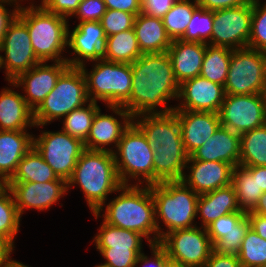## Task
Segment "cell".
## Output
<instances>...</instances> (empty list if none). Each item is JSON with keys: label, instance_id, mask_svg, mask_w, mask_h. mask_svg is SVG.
Returning <instances> with one entry per match:
<instances>
[{"label": "cell", "instance_id": "cell-47", "mask_svg": "<svg viewBox=\"0 0 266 267\" xmlns=\"http://www.w3.org/2000/svg\"><path fill=\"white\" fill-rule=\"evenodd\" d=\"M151 257L147 256L145 252L141 253L135 263V267H165L169 260L166 251L159 244L149 245Z\"/></svg>", "mask_w": 266, "mask_h": 267}, {"label": "cell", "instance_id": "cell-6", "mask_svg": "<svg viewBox=\"0 0 266 267\" xmlns=\"http://www.w3.org/2000/svg\"><path fill=\"white\" fill-rule=\"evenodd\" d=\"M155 203L159 241L168 233L197 226L199 195L181 181L149 185ZM165 227L161 228L162 223Z\"/></svg>", "mask_w": 266, "mask_h": 267}, {"label": "cell", "instance_id": "cell-59", "mask_svg": "<svg viewBox=\"0 0 266 267\" xmlns=\"http://www.w3.org/2000/svg\"><path fill=\"white\" fill-rule=\"evenodd\" d=\"M262 96L264 99V105H265V111H266V84L264 86L263 92H262Z\"/></svg>", "mask_w": 266, "mask_h": 267}, {"label": "cell", "instance_id": "cell-7", "mask_svg": "<svg viewBox=\"0 0 266 267\" xmlns=\"http://www.w3.org/2000/svg\"><path fill=\"white\" fill-rule=\"evenodd\" d=\"M113 155L122 185L154 184V151L133 122L123 132Z\"/></svg>", "mask_w": 266, "mask_h": 267}, {"label": "cell", "instance_id": "cell-26", "mask_svg": "<svg viewBox=\"0 0 266 267\" xmlns=\"http://www.w3.org/2000/svg\"><path fill=\"white\" fill-rule=\"evenodd\" d=\"M34 134L29 131L0 130V180L4 184L15 173L18 163L33 147Z\"/></svg>", "mask_w": 266, "mask_h": 267}, {"label": "cell", "instance_id": "cell-15", "mask_svg": "<svg viewBox=\"0 0 266 267\" xmlns=\"http://www.w3.org/2000/svg\"><path fill=\"white\" fill-rule=\"evenodd\" d=\"M221 126L243 134L266 124L262 94H226L219 111Z\"/></svg>", "mask_w": 266, "mask_h": 267}, {"label": "cell", "instance_id": "cell-10", "mask_svg": "<svg viewBox=\"0 0 266 267\" xmlns=\"http://www.w3.org/2000/svg\"><path fill=\"white\" fill-rule=\"evenodd\" d=\"M266 84V52L251 48L232 51L225 93L262 94Z\"/></svg>", "mask_w": 266, "mask_h": 267}, {"label": "cell", "instance_id": "cell-9", "mask_svg": "<svg viewBox=\"0 0 266 267\" xmlns=\"http://www.w3.org/2000/svg\"><path fill=\"white\" fill-rule=\"evenodd\" d=\"M88 102L82 70L80 67L69 66L58 78L54 89L33 111L35 127L42 129L51 122L59 121Z\"/></svg>", "mask_w": 266, "mask_h": 267}, {"label": "cell", "instance_id": "cell-36", "mask_svg": "<svg viewBox=\"0 0 266 267\" xmlns=\"http://www.w3.org/2000/svg\"><path fill=\"white\" fill-rule=\"evenodd\" d=\"M198 7L196 0H178L162 17L163 25L171 41L182 38L193 12Z\"/></svg>", "mask_w": 266, "mask_h": 267}, {"label": "cell", "instance_id": "cell-39", "mask_svg": "<svg viewBox=\"0 0 266 267\" xmlns=\"http://www.w3.org/2000/svg\"><path fill=\"white\" fill-rule=\"evenodd\" d=\"M213 33V11L198 7L192 15L187 29L180 40L210 45Z\"/></svg>", "mask_w": 266, "mask_h": 267}, {"label": "cell", "instance_id": "cell-45", "mask_svg": "<svg viewBox=\"0 0 266 267\" xmlns=\"http://www.w3.org/2000/svg\"><path fill=\"white\" fill-rule=\"evenodd\" d=\"M106 10L107 8L104 0H82L73 16L76 17L79 22H100Z\"/></svg>", "mask_w": 266, "mask_h": 267}, {"label": "cell", "instance_id": "cell-3", "mask_svg": "<svg viewBox=\"0 0 266 267\" xmlns=\"http://www.w3.org/2000/svg\"><path fill=\"white\" fill-rule=\"evenodd\" d=\"M117 193L115 198L92 213L95 219L102 217L109 225L136 231L146 238L148 245L159 244L155 203L150 186L122 185Z\"/></svg>", "mask_w": 266, "mask_h": 267}, {"label": "cell", "instance_id": "cell-57", "mask_svg": "<svg viewBox=\"0 0 266 267\" xmlns=\"http://www.w3.org/2000/svg\"><path fill=\"white\" fill-rule=\"evenodd\" d=\"M2 267H31L26 264L15 260L14 258H10Z\"/></svg>", "mask_w": 266, "mask_h": 267}, {"label": "cell", "instance_id": "cell-22", "mask_svg": "<svg viewBox=\"0 0 266 267\" xmlns=\"http://www.w3.org/2000/svg\"><path fill=\"white\" fill-rule=\"evenodd\" d=\"M180 128L184 149L188 155L202 146L221 126L219 113L173 110Z\"/></svg>", "mask_w": 266, "mask_h": 267}, {"label": "cell", "instance_id": "cell-1", "mask_svg": "<svg viewBox=\"0 0 266 267\" xmlns=\"http://www.w3.org/2000/svg\"><path fill=\"white\" fill-rule=\"evenodd\" d=\"M131 69V94L122 107L133 118L143 114H166L175 109V105L168 103L177 101L179 83L168 52L142 54L131 64Z\"/></svg>", "mask_w": 266, "mask_h": 267}, {"label": "cell", "instance_id": "cell-38", "mask_svg": "<svg viewBox=\"0 0 266 267\" xmlns=\"http://www.w3.org/2000/svg\"><path fill=\"white\" fill-rule=\"evenodd\" d=\"M237 256L242 267H265L266 239L261 238L250 227L246 232Z\"/></svg>", "mask_w": 266, "mask_h": 267}, {"label": "cell", "instance_id": "cell-61", "mask_svg": "<svg viewBox=\"0 0 266 267\" xmlns=\"http://www.w3.org/2000/svg\"><path fill=\"white\" fill-rule=\"evenodd\" d=\"M93 267H107V266L101 263V264H99V265H95V266H93Z\"/></svg>", "mask_w": 266, "mask_h": 267}, {"label": "cell", "instance_id": "cell-51", "mask_svg": "<svg viewBox=\"0 0 266 267\" xmlns=\"http://www.w3.org/2000/svg\"><path fill=\"white\" fill-rule=\"evenodd\" d=\"M104 2L107 9L133 13L135 16L141 13V0H104Z\"/></svg>", "mask_w": 266, "mask_h": 267}, {"label": "cell", "instance_id": "cell-16", "mask_svg": "<svg viewBox=\"0 0 266 267\" xmlns=\"http://www.w3.org/2000/svg\"><path fill=\"white\" fill-rule=\"evenodd\" d=\"M67 28V48L70 56L66 62L71 67H80L87 62L103 59L106 35L98 21L78 22L74 29ZM73 52V53H72Z\"/></svg>", "mask_w": 266, "mask_h": 267}, {"label": "cell", "instance_id": "cell-31", "mask_svg": "<svg viewBox=\"0 0 266 267\" xmlns=\"http://www.w3.org/2000/svg\"><path fill=\"white\" fill-rule=\"evenodd\" d=\"M142 55L134 29L122 31L106 38L103 59L132 64Z\"/></svg>", "mask_w": 266, "mask_h": 267}, {"label": "cell", "instance_id": "cell-23", "mask_svg": "<svg viewBox=\"0 0 266 267\" xmlns=\"http://www.w3.org/2000/svg\"><path fill=\"white\" fill-rule=\"evenodd\" d=\"M0 91V130L28 131L35 127L33 110L28 106L22 93L15 91L16 84L8 81Z\"/></svg>", "mask_w": 266, "mask_h": 267}, {"label": "cell", "instance_id": "cell-12", "mask_svg": "<svg viewBox=\"0 0 266 267\" xmlns=\"http://www.w3.org/2000/svg\"><path fill=\"white\" fill-rule=\"evenodd\" d=\"M159 245L169 260L190 267H204L214 250L206 228L198 225L166 234Z\"/></svg>", "mask_w": 266, "mask_h": 267}, {"label": "cell", "instance_id": "cell-42", "mask_svg": "<svg viewBox=\"0 0 266 267\" xmlns=\"http://www.w3.org/2000/svg\"><path fill=\"white\" fill-rule=\"evenodd\" d=\"M135 15L120 10L107 9L102 16L100 23L106 37L113 34L133 29Z\"/></svg>", "mask_w": 266, "mask_h": 267}, {"label": "cell", "instance_id": "cell-53", "mask_svg": "<svg viewBox=\"0 0 266 267\" xmlns=\"http://www.w3.org/2000/svg\"><path fill=\"white\" fill-rule=\"evenodd\" d=\"M250 227L261 237L266 239V217L256 213H247Z\"/></svg>", "mask_w": 266, "mask_h": 267}, {"label": "cell", "instance_id": "cell-56", "mask_svg": "<svg viewBox=\"0 0 266 267\" xmlns=\"http://www.w3.org/2000/svg\"><path fill=\"white\" fill-rule=\"evenodd\" d=\"M257 183L258 187L266 192V166H257Z\"/></svg>", "mask_w": 266, "mask_h": 267}, {"label": "cell", "instance_id": "cell-5", "mask_svg": "<svg viewBox=\"0 0 266 267\" xmlns=\"http://www.w3.org/2000/svg\"><path fill=\"white\" fill-rule=\"evenodd\" d=\"M35 2H28L26 6L21 4L17 17L27 26L37 59L40 62H66L69 20Z\"/></svg>", "mask_w": 266, "mask_h": 267}, {"label": "cell", "instance_id": "cell-24", "mask_svg": "<svg viewBox=\"0 0 266 267\" xmlns=\"http://www.w3.org/2000/svg\"><path fill=\"white\" fill-rule=\"evenodd\" d=\"M188 159L227 162L235 167L239 165L240 159V134L220 126Z\"/></svg>", "mask_w": 266, "mask_h": 267}, {"label": "cell", "instance_id": "cell-62", "mask_svg": "<svg viewBox=\"0 0 266 267\" xmlns=\"http://www.w3.org/2000/svg\"><path fill=\"white\" fill-rule=\"evenodd\" d=\"M4 185H5L4 182H2V181L0 180V188H2Z\"/></svg>", "mask_w": 266, "mask_h": 267}, {"label": "cell", "instance_id": "cell-18", "mask_svg": "<svg viewBox=\"0 0 266 267\" xmlns=\"http://www.w3.org/2000/svg\"><path fill=\"white\" fill-rule=\"evenodd\" d=\"M10 189L19 215L25 210L44 211L57 204L67 190V182L58 178L49 182H24V183H5Z\"/></svg>", "mask_w": 266, "mask_h": 267}, {"label": "cell", "instance_id": "cell-35", "mask_svg": "<svg viewBox=\"0 0 266 267\" xmlns=\"http://www.w3.org/2000/svg\"><path fill=\"white\" fill-rule=\"evenodd\" d=\"M21 216L17 210L10 189L4 185L0 188V239L7 241L14 248V241L20 230Z\"/></svg>", "mask_w": 266, "mask_h": 267}, {"label": "cell", "instance_id": "cell-33", "mask_svg": "<svg viewBox=\"0 0 266 267\" xmlns=\"http://www.w3.org/2000/svg\"><path fill=\"white\" fill-rule=\"evenodd\" d=\"M241 166H266V124L240 135Z\"/></svg>", "mask_w": 266, "mask_h": 267}, {"label": "cell", "instance_id": "cell-32", "mask_svg": "<svg viewBox=\"0 0 266 267\" xmlns=\"http://www.w3.org/2000/svg\"><path fill=\"white\" fill-rule=\"evenodd\" d=\"M98 230L92 238L96 248L144 249L146 238L136 231L114 227L103 220Z\"/></svg>", "mask_w": 266, "mask_h": 267}, {"label": "cell", "instance_id": "cell-27", "mask_svg": "<svg viewBox=\"0 0 266 267\" xmlns=\"http://www.w3.org/2000/svg\"><path fill=\"white\" fill-rule=\"evenodd\" d=\"M241 211L237 196L232 185L199 195L197 204V217L200 227L206 228L210 223L223 215Z\"/></svg>", "mask_w": 266, "mask_h": 267}, {"label": "cell", "instance_id": "cell-50", "mask_svg": "<svg viewBox=\"0 0 266 267\" xmlns=\"http://www.w3.org/2000/svg\"><path fill=\"white\" fill-rule=\"evenodd\" d=\"M204 267H242L237 255L219 254L212 251Z\"/></svg>", "mask_w": 266, "mask_h": 267}, {"label": "cell", "instance_id": "cell-43", "mask_svg": "<svg viewBox=\"0 0 266 267\" xmlns=\"http://www.w3.org/2000/svg\"><path fill=\"white\" fill-rule=\"evenodd\" d=\"M250 228V222L246 216L239 223V231L226 233L215 245L214 251L219 254L238 255L246 232Z\"/></svg>", "mask_w": 266, "mask_h": 267}, {"label": "cell", "instance_id": "cell-2", "mask_svg": "<svg viewBox=\"0 0 266 267\" xmlns=\"http://www.w3.org/2000/svg\"><path fill=\"white\" fill-rule=\"evenodd\" d=\"M133 123L146 136L154 151V184L181 181L189 155L182 141L181 128L176 114H143Z\"/></svg>", "mask_w": 266, "mask_h": 267}, {"label": "cell", "instance_id": "cell-55", "mask_svg": "<svg viewBox=\"0 0 266 267\" xmlns=\"http://www.w3.org/2000/svg\"><path fill=\"white\" fill-rule=\"evenodd\" d=\"M248 213H256L258 215L266 217V192H263L255 208Z\"/></svg>", "mask_w": 266, "mask_h": 267}, {"label": "cell", "instance_id": "cell-8", "mask_svg": "<svg viewBox=\"0 0 266 267\" xmlns=\"http://www.w3.org/2000/svg\"><path fill=\"white\" fill-rule=\"evenodd\" d=\"M90 63H92L90 71L86 68V64L80 66L86 80L89 101H102L105 107L123 106L131 94L133 82L131 64L105 59Z\"/></svg>", "mask_w": 266, "mask_h": 267}, {"label": "cell", "instance_id": "cell-17", "mask_svg": "<svg viewBox=\"0 0 266 267\" xmlns=\"http://www.w3.org/2000/svg\"><path fill=\"white\" fill-rule=\"evenodd\" d=\"M108 109L113 113L104 114L101 108L96 112L89 135L84 142L85 149L113 153L123 132L133 122L131 114L122 106H108Z\"/></svg>", "mask_w": 266, "mask_h": 267}, {"label": "cell", "instance_id": "cell-44", "mask_svg": "<svg viewBox=\"0 0 266 267\" xmlns=\"http://www.w3.org/2000/svg\"><path fill=\"white\" fill-rule=\"evenodd\" d=\"M103 256L107 267H135L138 256L144 249L96 248Z\"/></svg>", "mask_w": 266, "mask_h": 267}, {"label": "cell", "instance_id": "cell-52", "mask_svg": "<svg viewBox=\"0 0 266 267\" xmlns=\"http://www.w3.org/2000/svg\"><path fill=\"white\" fill-rule=\"evenodd\" d=\"M249 0H196L199 7L210 11L222 10L244 5Z\"/></svg>", "mask_w": 266, "mask_h": 267}, {"label": "cell", "instance_id": "cell-11", "mask_svg": "<svg viewBox=\"0 0 266 267\" xmlns=\"http://www.w3.org/2000/svg\"><path fill=\"white\" fill-rule=\"evenodd\" d=\"M33 147L51 166L57 177L66 182L71 178L77 160L85 150L84 142L62 129L42 130L39 135H34Z\"/></svg>", "mask_w": 266, "mask_h": 267}, {"label": "cell", "instance_id": "cell-41", "mask_svg": "<svg viewBox=\"0 0 266 267\" xmlns=\"http://www.w3.org/2000/svg\"><path fill=\"white\" fill-rule=\"evenodd\" d=\"M247 216L246 212H233L223 215L210 223L207 227V233L213 246L230 231H239V223Z\"/></svg>", "mask_w": 266, "mask_h": 267}, {"label": "cell", "instance_id": "cell-29", "mask_svg": "<svg viewBox=\"0 0 266 267\" xmlns=\"http://www.w3.org/2000/svg\"><path fill=\"white\" fill-rule=\"evenodd\" d=\"M231 185L235 190L241 211L251 212L263 194L257 183V166H235Z\"/></svg>", "mask_w": 266, "mask_h": 267}, {"label": "cell", "instance_id": "cell-40", "mask_svg": "<svg viewBox=\"0 0 266 267\" xmlns=\"http://www.w3.org/2000/svg\"><path fill=\"white\" fill-rule=\"evenodd\" d=\"M248 48L266 52V1L252 0V24Z\"/></svg>", "mask_w": 266, "mask_h": 267}, {"label": "cell", "instance_id": "cell-60", "mask_svg": "<svg viewBox=\"0 0 266 267\" xmlns=\"http://www.w3.org/2000/svg\"><path fill=\"white\" fill-rule=\"evenodd\" d=\"M14 1H16V2H18V3H20V4H22L23 3V1H34V0H14ZM22 2V3H21Z\"/></svg>", "mask_w": 266, "mask_h": 267}, {"label": "cell", "instance_id": "cell-20", "mask_svg": "<svg viewBox=\"0 0 266 267\" xmlns=\"http://www.w3.org/2000/svg\"><path fill=\"white\" fill-rule=\"evenodd\" d=\"M49 63V64H48ZM69 67L67 62H40L20 74L13 82L24 91L23 97L34 111L54 89L60 75Z\"/></svg>", "mask_w": 266, "mask_h": 267}, {"label": "cell", "instance_id": "cell-25", "mask_svg": "<svg viewBox=\"0 0 266 267\" xmlns=\"http://www.w3.org/2000/svg\"><path fill=\"white\" fill-rule=\"evenodd\" d=\"M205 51L206 43L172 41L167 52L179 85L187 79L200 76Z\"/></svg>", "mask_w": 266, "mask_h": 267}, {"label": "cell", "instance_id": "cell-54", "mask_svg": "<svg viewBox=\"0 0 266 267\" xmlns=\"http://www.w3.org/2000/svg\"><path fill=\"white\" fill-rule=\"evenodd\" d=\"M15 248L9 244L7 241L0 239V267H2L13 254L12 252Z\"/></svg>", "mask_w": 266, "mask_h": 267}, {"label": "cell", "instance_id": "cell-34", "mask_svg": "<svg viewBox=\"0 0 266 267\" xmlns=\"http://www.w3.org/2000/svg\"><path fill=\"white\" fill-rule=\"evenodd\" d=\"M232 49L206 44L200 76L224 86L227 80Z\"/></svg>", "mask_w": 266, "mask_h": 267}, {"label": "cell", "instance_id": "cell-4", "mask_svg": "<svg viewBox=\"0 0 266 267\" xmlns=\"http://www.w3.org/2000/svg\"><path fill=\"white\" fill-rule=\"evenodd\" d=\"M78 186L83 192L91 213H96L112 193L122 186L119 180L114 155L107 151L85 149L67 181V190Z\"/></svg>", "mask_w": 266, "mask_h": 267}, {"label": "cell", "instance_id": "cell-37", "mask_svg": "<svg viewBox=\"0 0 266 267\" xmlns=\"http://www.w3.org/2000/svg\"><path fill=\"white\" fill-rule=\"evenodd\" d=\"M100 109L97 102L89 101L84 106L74 109L62 121V130L70 136L85 142L96 112Z\"/></svg>", "mask_w": 266, "mask_h": 267}, {"label": "cell", "instance_id": "cell-46", "mask_svg": "<svg viewBox=\"0 0 266 267\" xmlns=\"http://www.w3.org/2000/svg\"><path fill=\"white\" fill-rule=\"evenodd\" d=\"M40 5L47 11L67 18L73 17L82 0H41Z\"/></svg>", "mask_w": 266, "mask_h": 267}, {"label": "cell", "instance_id": "cell-14", "mask_svg": "<svg viewBox=\"0 0 266 267\" xmlns=\"http://www.w3.org/2000/svg\"><path fill=\"white\" fill-rule=\"evenodd\" d=\"M252 24V0L238 7L213 11L210 45L232 50L248 47Z\"/></svg>", "mask_w": 266, "mask_h": 267}, {"label": "cell", "instance_id": "cell-49", "mask_svg": "<svg viewBox=\"0 0 266 267\" xmlns=\"http://www.w3.org/2000/svg\"><path fill=\"white\" fill-rule=\"evenodd\" d=\"M20 5V3L14 0H0V43L5 32L7 31L9 24L17 16ZM8 6L12 9L8 8Z\"/></svg>", "mask_w": 266, "mask_h": 267}, {"label": "cell", "instance_id": "cell-48", "mask_svg": "<svg viewBox=\"0 0 266 267\" xmlns=\"http://www.w3.org/2000/svg\"><path fill=\"white\" fill-rule=\"evenodd\" d=\"M178 0H141V12L155 18L162 17Z\"/></svg>", "mask_w": 266, "mask_h": 267}, {"label": "cell", "instance_id": "cell-13", "mask_svg": "<svg viewBox=\"0 0 266 267\" xmlns=\"http://www.w3.org/2000/svg\"><path fill=\"white\" fill-rule=\"evenodd\" d=\"M39 63L27 26L16 16L0 43V68L5 70V81H14Z\"/></svg>", "mask_w": 266, "mask_h": 267}, {"label": "cell", "instance_id": "cell-58", "mask_svg": "<svg viewBox=\"0 0 266 267\" xmlns=\"http://www.w3.org/2000/svg\"><path fill=\"white\" fill-rule=\"evenodd\" d=\"M165 267H190V266H185L181 263H177V262H174V261H171V260H168Z\"/></svg>", "mask_w": 266, "mask_h": 267}, {"label": "cell", "instance_id": "cell-21", "mask_svg": "<svg viewBox=\"0 0 266 267\" xmlns=\"http://www.w3.org/2000/svg\"><path fill=\"white\" fill-rule=\"evenodd\" d=\"M233 168L227 162L188 159L182 181L198 195L206 194L231 185Z\"/></svg>", "mask_w": 266, "mask_h": 267}, {"label": "cell", "instance_id": "cell-28", "mask_svg": "<svg viewBox=\"0 0 266 267\" xmlns=\"http://www.w3.org/2000/svg\"><path fill=\"white\" fill-rule=\"evenodd\" d=\"M133 29L142 54L167 52L171 46L162 19L139 13L135 16Z\"/></svg>", "mask_w": 266, "mask_h": 267}, {"label": "cell", "instance_id": "cell-19", "mask_svg": "<svg viewBox=\"0 0 266 267\" xmlns=\"http://www.w3.org/2000/svg\"><path fill=\"white\" fill-rule=\"evenodd\" d=\"M225 95L224 86L197 76L179 85V103L174 110L219 113Z\"/></svg>", "mask_w": 266, "mask_h": 267}, {"label": "cell", "instance_id": "cell-30", "mask_svg": "<svg viewBox=\"0 0 266 267\" xmlns=\"http://www.w3.org/2000/svg\"><path fill=\"white\" fill-rule=\"evenodd\" d=\"M49 164L32 147L18 163L15 173L6 183L49 182L57 180Z\"/></svg>", "mask_w": 266, "mask_h": 267}]
</instances>
